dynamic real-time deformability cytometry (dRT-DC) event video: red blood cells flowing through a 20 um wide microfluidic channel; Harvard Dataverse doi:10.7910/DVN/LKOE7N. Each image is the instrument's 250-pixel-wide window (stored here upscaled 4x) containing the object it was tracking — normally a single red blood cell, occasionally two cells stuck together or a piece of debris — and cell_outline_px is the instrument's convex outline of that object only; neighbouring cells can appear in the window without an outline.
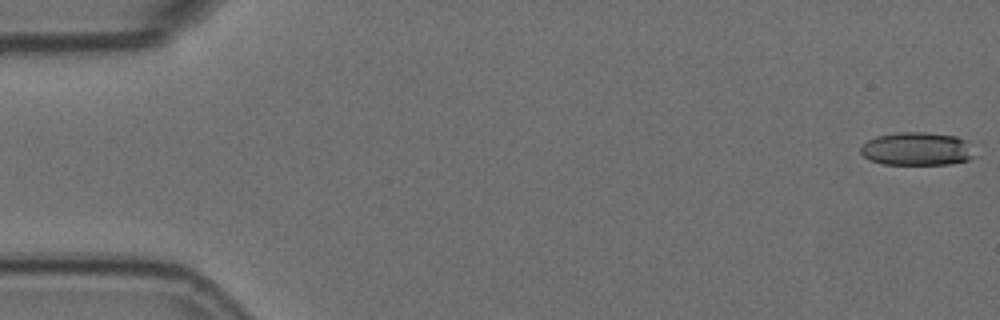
{"species": "Egyptian fruit bat (a non-hibernating species)", "species_latin": "Rousettus aegyptiacus", "temperature_condition": "room temperature", "stored_images_in_passage": 6, "camera_frame_rate_fps": 3000, "um_per_image_px": 0.085, "animal": {"sex": "female"}, "frame": {"image": 1, "passage_image": 1, "time_ms": 0.0, "image_size_px": [1000, 320], "cell_outline_px": [[984, 144], [980, 156], [968, 160], [948, 164], [880, 164], [868, 160], [860, 152], [860, 148], [868, 140], [876, 136], [896, 132], [928, 132], [956, 136]], "centroid_in_image_um": [78.19, 12.65], "position_along_channel_um": 6.8, "area_um2": 23.47}}
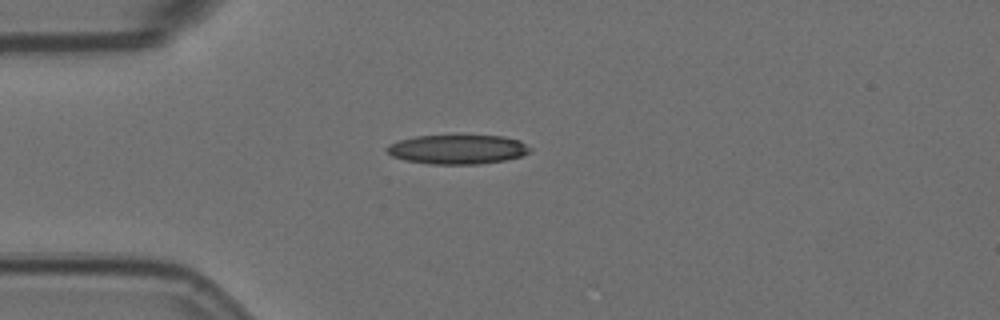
{"frame": {"image": 2, "passage_image": 5, "time_ms": 1.333, "image_size_px": [1000, 320], "cell_outline_px": [[532, 152], [520, 156], [504, 160], [480, 164], [428, 164], [404, 160], [392, 156], [384, 148], [388, 144], [400, 140], [416, 136], [460, 132], [504, 136], [520, 140], [532, 148]], "centroid_in_image_um": [38.91, 12.64], "position_along_channel_um": 46.1, "area_um2": 25.78}}